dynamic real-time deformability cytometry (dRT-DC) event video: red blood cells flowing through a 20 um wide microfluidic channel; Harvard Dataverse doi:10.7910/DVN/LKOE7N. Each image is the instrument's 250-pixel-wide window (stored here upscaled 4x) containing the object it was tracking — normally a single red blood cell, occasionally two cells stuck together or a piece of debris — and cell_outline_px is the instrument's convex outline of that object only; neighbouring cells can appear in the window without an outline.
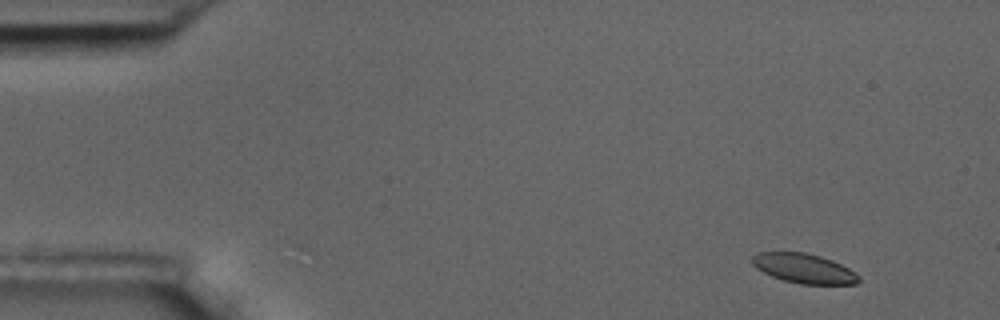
{"species": "common noctule bat (a hibernating species)", "species_latin": "Nyctalus noctula", "temperature_condition": "room temperature", "stored_images_in_passage": 12, "camera_frame_rate_fps": 3000, "um_per_image_px": 0.085, "animal": {"sex": "male", "body_mass_g": 17.5, "forearm_length_mm": 52.3}, "frame": {"image": 1, "passage_image": 1, "time_ms": 0.0, "image_size_px": [1000, 320], "cell_outline_px": [[860, 280], [856, 284], [800, 284], [784, 280], [772, 276], [756, 268], [752, 264], [752, 256], [756, 252], [804, 252], [820, 256], [832, 260], [856, 272], [860, 276]], "centroid_in_image_um": [68.34, 22.81], "position_along_channel_um": 16.7, "area_um2": 18.38}}
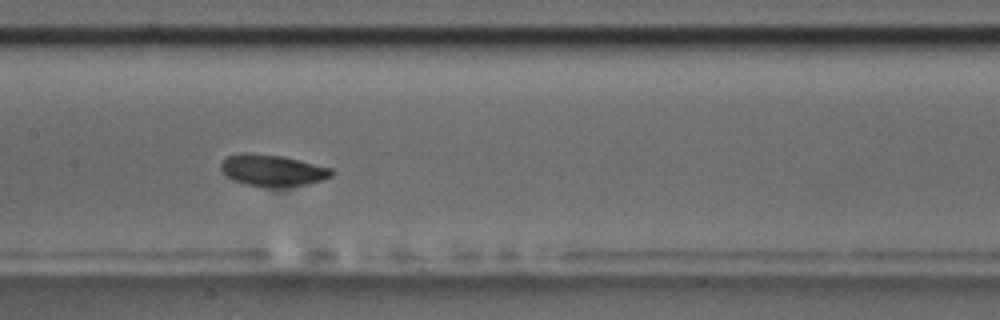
{"frame": {"image": 2, "passage_image": 7, "time_ms": 7.667, "image_size_px": [1000, 320], "cell_outline_px": [[332, 176], [324, 180], [304, 184], [248, 184], [232, 180], [224, 176], [220, 168], [220, 164], [228, 156], [240, 152], [252, 152], [280, 156], [300, 160], [332, 168]], "centroid_in_image_um": [23.11, 14.42], "position_along_channel_um": 184.3, "area_um2": 19.65}}
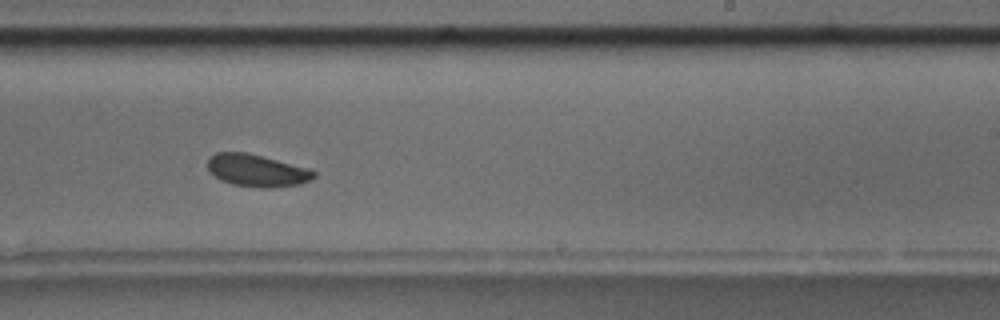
{"frame": {"image": 3, "passage_image": 9, "time_ms": 10.0, "image_size_px": [1000, 320], "cell_outline_px": [[316, 176], [312, 180], [300, 184], [264, 188], [232, 184], [220, 180], [208, 168], [208, 160], [216, 152], [248, 152], [308, 168], [316, 172]], "centroid_in_image_um": [21.86, 14.49], "position_along_channel_um": 267.1, "area_um2": 19.83}, "authors_computed_cell_mechanics": {"area_um2": 19.7098, "velocity_mm_per_s": 3.569, "shape_relaxation_time_tau1_ms": 2.1559, "shape_relaxation_time_tau2_ms": 5.8167, "deformation_change_tau1": 0.0519, "deformation_change_tau2": 0.0693}}